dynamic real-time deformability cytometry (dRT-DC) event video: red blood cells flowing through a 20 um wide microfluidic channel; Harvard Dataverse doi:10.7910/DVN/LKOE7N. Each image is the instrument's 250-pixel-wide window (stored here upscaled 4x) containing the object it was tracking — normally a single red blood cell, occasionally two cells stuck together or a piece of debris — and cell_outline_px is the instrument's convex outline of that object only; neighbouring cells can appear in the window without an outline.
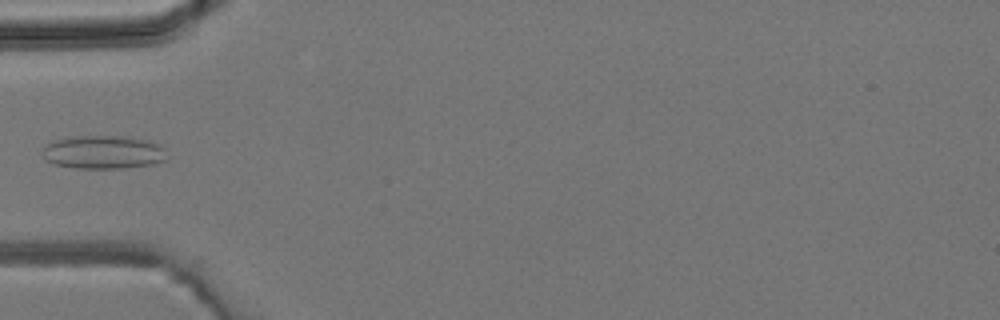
{"species": "common noctule bat (a hibernating species)", "species_latin": "Nyctalus noctula", "temperature_condition": "room temperature", "stored_images_in_passage": 4, "camera_frame_rate_fps": 3000, "um_per_image_px": 0.085, "animal": {"sex": "male", "body_mass_g": 19.2, "forearm_length_mm": 51.8}, "frame": {"image": 1, "passage_image": 4, "time_ms": 3.333, "image_size_px": [1000, 320], "cell_outline_px": [[168, 160], [156, 164], [124, 168], [72, 168], [56, 164], [44, 160], [40, 156], [40, 148], [44, 144], [56, 140], [72, 136], [124, 136], [148, 140], [160, 144], [164, 148]], "centroid_in_image_um": [8.75, 12.94], "position_along_channel_um": 76.2, "area_um2": 24.85}}